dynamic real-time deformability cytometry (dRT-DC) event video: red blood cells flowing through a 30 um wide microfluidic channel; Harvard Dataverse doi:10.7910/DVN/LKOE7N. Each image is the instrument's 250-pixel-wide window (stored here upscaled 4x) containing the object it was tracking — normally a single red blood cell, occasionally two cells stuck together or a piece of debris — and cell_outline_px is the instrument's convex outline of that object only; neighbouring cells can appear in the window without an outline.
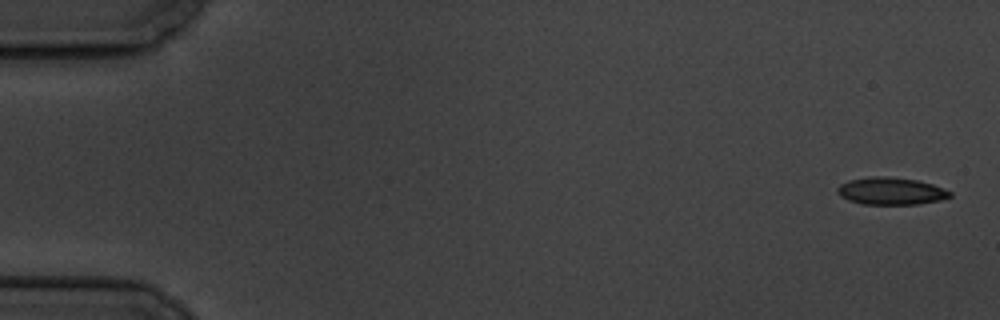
{"species": "common noctule bat (a hibernating species)", "species_latin": "Nyctalus noctula", "temperature_condition": "cold", "stored_images_in_passage": 57, "camera_frame_rate_fps": 3000, "um_per_image_px": 0.085, "animal": {"sex": "male", "body_mass_g": 19.5, "forearm_length_mm": 54.6}, "frame": {"image": 1, "passage_image": 1, "time_ms": 0.0, "image_size_px": [1000, 320], "cell_outline_px": [[952, 196], [940, 200], [920, 204], [860, 204], [848, 200], [840, 196], [836, 192], [836, 188], [840, 184], [848, 180], [868, 176], [888, 176], [916, 180], [932, 184], [952, 192]], "centroid_in_image_um": [75.69, 16.24], "position_along_channel_um": 9.3, "area_um2": 18.09}}
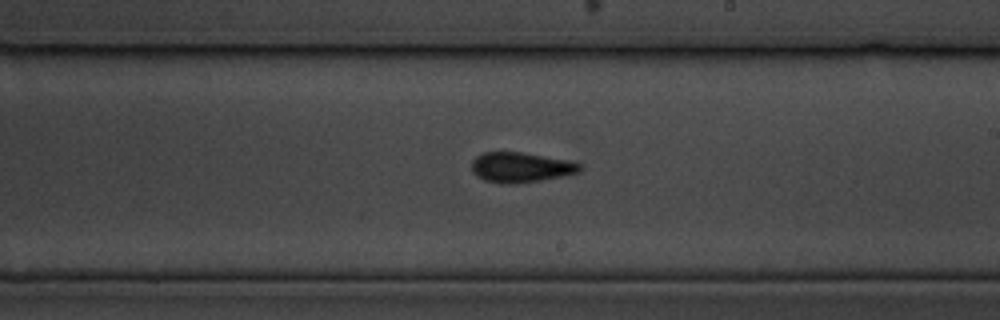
{"frame": {"image": 2, "passage_image": 33, "time_ms": 10.667, "image_size_px": [1000, 320], "cell_outline_px": [[584, 168], [580, 172], [564, 176], [540, 180], [508, 184], [500, 184], [484, 180], [476, 176], [472, 172], [472, 160], [476, 156], [484, 152], [520, 152], [568, 160], [580, 164]], "centroid_in_image_um": [44.26, 14.23], "position_along_channel_um": 244.7, "area_um2": 19.02}}
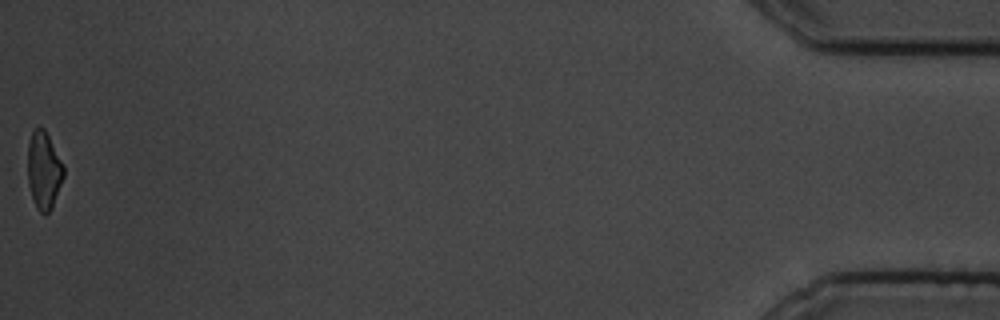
{"frame": {"image": 3, "passage_image": 57, "time_ms": 18.667, "image_size_px": [1000, 320], "cell_outline_px": [[64, 176], [52, 208], [44, 216], [36, 208], [28, 184], [28, 144], [32, 132], [36, 128], [44, 128], [64, 164]], "centroid_in_image_um": [3.73, 14.5], "position_along_channel_um": 431.5, "area_um2": 16.24}, "authors_computed_cell_mechanics": {"area_um2": 18.3804, "velocity_mm_per_s": 3.5026, "shape_relaxation_time_tau1_ms": 4.1452, "shape_relaxation_time_tau2_ms": 4.4805, "deformation_change_tau1": 0.1294, "deformation_change_tau2": 0.0954}}